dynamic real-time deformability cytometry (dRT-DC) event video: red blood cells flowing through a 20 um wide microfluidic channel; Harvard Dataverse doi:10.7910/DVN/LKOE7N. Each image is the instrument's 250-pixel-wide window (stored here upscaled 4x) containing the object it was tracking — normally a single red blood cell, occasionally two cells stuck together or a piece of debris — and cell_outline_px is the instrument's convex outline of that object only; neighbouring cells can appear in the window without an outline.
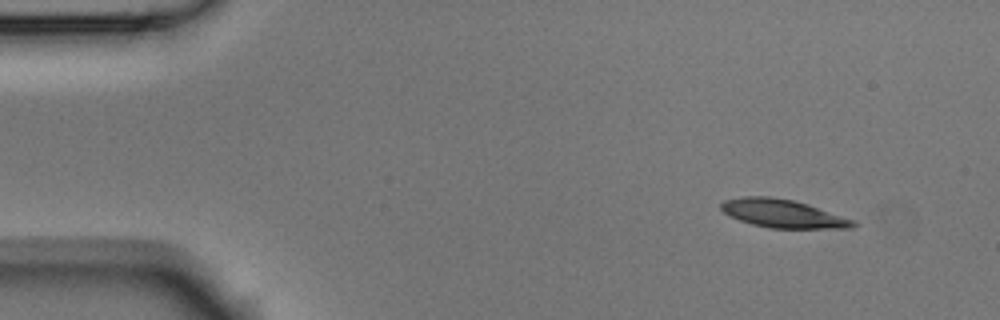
{"species": "Egyptian fruit bat (a non-hibernating species)", "species_latin": "Rousettus aegyptiacus", "temperature_condition": "room temperature", "stored_images_in_passage": 4, "camera_frame_rate_fps": 3000, "um_per_image_px": 0.085, "animal": {"sex": "male"}, "frame": {"image": 1, "passage_image": 1, "time_ms": 0.0, "image_size_px": [1000, 320], "cell_outline_px": [[860, 224], [852, 228], [768, 228], [752, 224], [728, 216], [720, 208], [720, 204], [724, 200], [744, 196], [772, 196], [792, 200], [808, 204], [856, 220]], "centroid_in_image_um": [66.57, 18.15], "position_along_channel_um": 18.4, "area_um2": 21.96}}
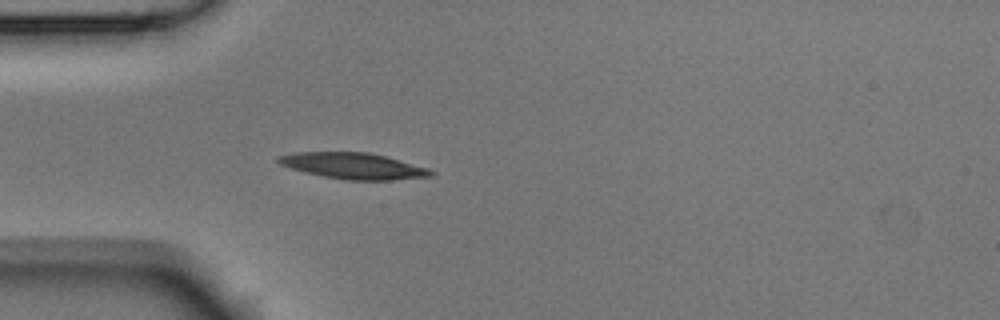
{"frame": {"image": 2, "passage_image": 4, "time_ms": 1.0, "image_size_px": [1000, 320], "cell_outline_px": [[436, 172], [432, 176], [392, 180], [344, 180], [304, 172], [280, 164], [276, 160], [276, 156], [296, 152], [368, 152], [384, 156], [428, 168]], "centroid_in_image_um": [30.02, 14.1], "position_along_channel_um": 55.0, "area_um2": 23.12}}